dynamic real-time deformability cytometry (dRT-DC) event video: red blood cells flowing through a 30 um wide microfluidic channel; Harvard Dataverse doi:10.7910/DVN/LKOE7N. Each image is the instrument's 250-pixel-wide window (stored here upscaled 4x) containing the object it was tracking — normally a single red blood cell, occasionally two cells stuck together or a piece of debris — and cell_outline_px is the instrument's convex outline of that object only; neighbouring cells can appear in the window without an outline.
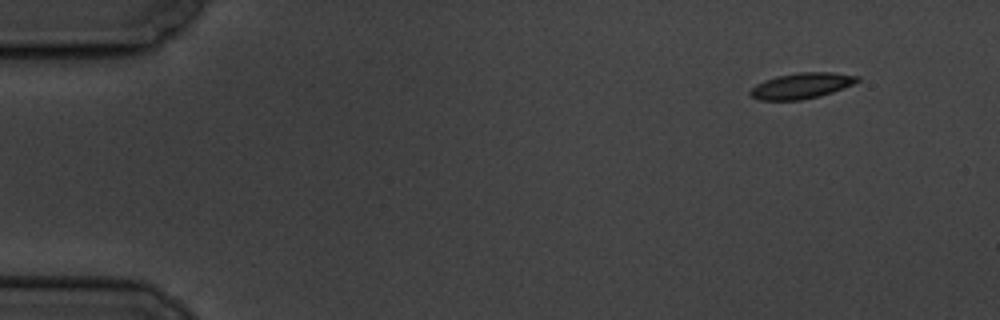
{"species": "common noctule bat (a hibernating species)", "species_latin": "Nyctalus noctula", "temperature_condition": "cold", "stored_images_in_passage": 7, "camera_frame_rate_fps": 3000, "um_per_image_px": 0.085, "animal": {"sex": "male", "body_mass_g": 19.5, "forearm_length_mm": 54.6}, "frame": {"image": 1, "passage_image": 1, "time_ms": 0.0, "image_size_px": [1000, 320], "cell_outline_px": [[860, 80], [852, 84], [832, 92], [820, 96], [800, 100], [760, 100], [752, 96], [748, 92], [756, 84], [764, 80], [776, 76], [796, 72], [832, 72], [860, 76]], "centroid_in_image_um": [68.12, 7.28], "position_along_channel_um": 16.9, "area_um2": 16.07}}
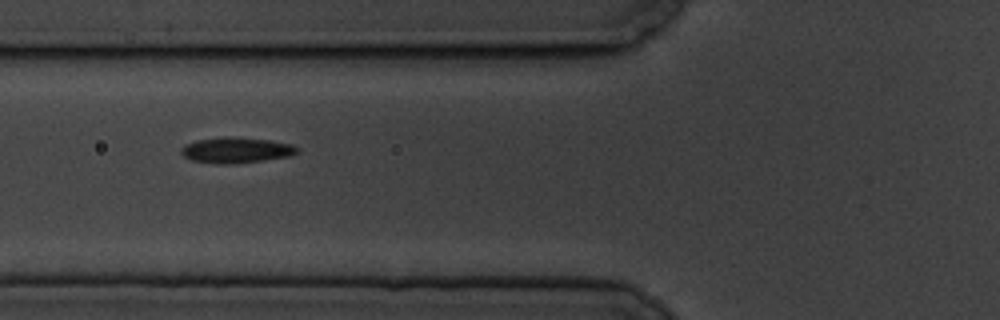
{"frame": {"image": 2, "passage_image": 6, "time_ms": 5.667, "image_size_px": [1000, 320], "cell_outline_px": [[300, 152], [288, 156], [264, 160], [232, 164], [216, 164], [192, 160], [184, 156], [180, 152], [180, 148], [184, 144], [196, 140], [224, 136], [232, 136], [268, 140], [292, 144], [300, 148]], "centroid_in_image_um": [20.06, 12.75], "position_along_channel_um": 105.7, "area_um2": 17.57}}
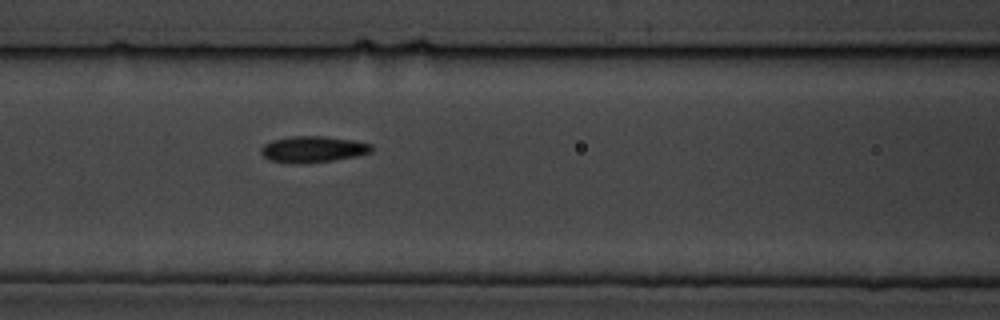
{"frame": {"image": 3, "passage_image": 7, "time_ms": 6.667, "image_size_px": [1000, 320], "cell_outline_px": [[372, 152], [356, 156], [332, 160], [300, 164], [292, 164], [272, 160], [264, 156], [260, 152], [260, 148], [264, 144], [272, 140], [292, 136], [324, 136], [352, 140], [372, 144]], "centroid_in_image_um": [26.59, 12.68], "position_along_channel_um": 140.0, "area_um2": 16.88}}